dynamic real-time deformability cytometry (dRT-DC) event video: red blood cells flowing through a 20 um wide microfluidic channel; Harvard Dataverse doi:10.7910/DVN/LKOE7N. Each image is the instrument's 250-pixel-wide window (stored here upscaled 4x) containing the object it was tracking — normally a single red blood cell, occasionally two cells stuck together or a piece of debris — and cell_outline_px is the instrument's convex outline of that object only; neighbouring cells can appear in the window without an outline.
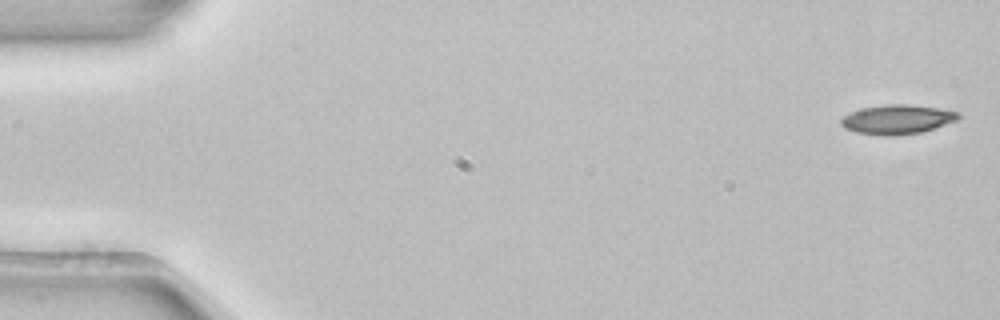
{"species": "common noctule bat (a hibernating species)", "species_latin": "Nyctalus noctula", "temperature_condition": "room temperature", "stored_images_in_passage": 4, "camera_frame_rate_fps": 3000, "um_per_image_px": 0.085, "animal": {"sex": "female", "body_mass_g": 22.7, "forearm_length_mm": 54.2}, "frame": {"image": 1, "passage_image": 1, "time_ms": 0.0, "image_size_px": [1000, 320], "cell_outline_px": [[960, 116], [956, 120], [920, 132], [892, 136], [884, 136], [856, 132], [844, 128], [840, 124], [840, 120], [844, 116], [852, 112], [864, 108], [884, 104], [908, 104], [936, 108], [960, 112]], "centroid_in_image_um": [76.23, 10.15], "position_along_channel_um": 8.8, "area_um2": 19.77}}
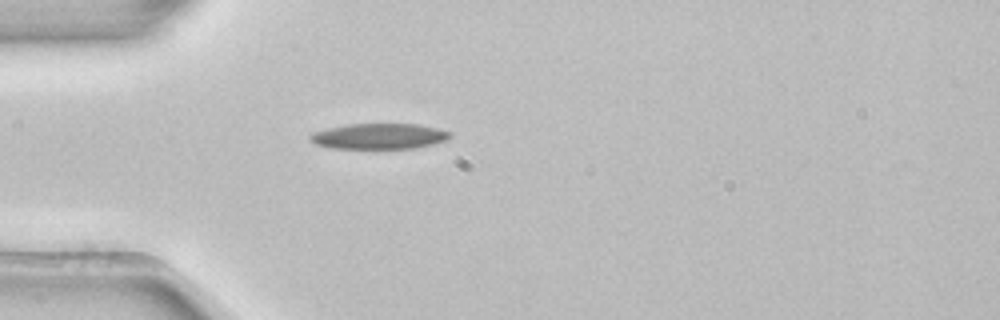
{"frame": {"image": 2, "passage_image": 4, "time_ms": 1.0, "image_size_px": [1000, 320], "cell_outline_px": [[452, 136], [448, 140], [416, 148], [328, 148], [316, 144], [308, 136], [312, 132], [328, 128], [348, 124], [416, 124], [436, 128], [452, 132]], "centroid_in_image_um": [32.24, 11.58], "position_along_channel_um": 52.8, "area_um2": 20.87}}